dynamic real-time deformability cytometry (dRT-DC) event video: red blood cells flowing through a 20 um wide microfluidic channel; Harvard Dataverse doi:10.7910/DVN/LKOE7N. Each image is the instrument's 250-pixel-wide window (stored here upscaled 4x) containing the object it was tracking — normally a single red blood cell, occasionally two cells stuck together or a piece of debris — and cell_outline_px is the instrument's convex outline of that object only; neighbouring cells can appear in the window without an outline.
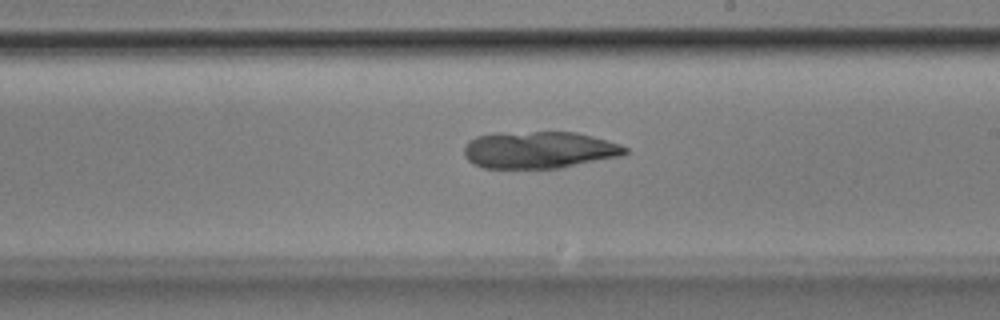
{"species": "Egyptian fruit bat (a non-hibernating species)", "species_latin": "Rousettus aegyptiacus", "temperature_condition": "room temperature", "stored_images_in_passage": 48, "camera_frame_rate_fps": 3000, "um_per_image_px": 0.085, "animal": {"sex": "male"}, "frame": {"image": 1, "passage_image": 26, "time_ms": 8.333, "image_size_px": [1000, 320], "cell_outline_px": [[628, 152], [620, 156], [560, 168], [484, 168], [472, 164], [464, 156], [464, 148], [468, 140], [476, 136], [492, 132], [576, 132], [608, 140], [620, 144], [628, 148]], "centroid_in_image_um": [45.79, 12.73], "position_along_channel_um": 243.2, "area_um2": 35.08}}
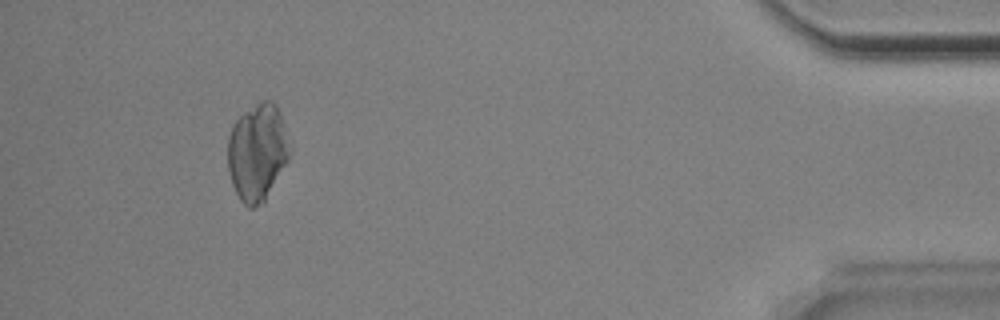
{"frame": {"image": 2, "passage_image": 44, "time_ms": 14.333, "image_size_px": [1000, 320], "cell_outline_px": [[288, 160], [264, 204], [252, 208], [248, 208], [240, 200], [232, 184], [228, 168], [228, 136], [236, 120], [244, 112], [260, 100], [272, 100], [276, 104], [280, 112], [284, 128], [288, 152]], "centroid_in_image_um": [21.85, 12.97], "position_along_channel_um": 413.4, "area_um2": 34.8}}